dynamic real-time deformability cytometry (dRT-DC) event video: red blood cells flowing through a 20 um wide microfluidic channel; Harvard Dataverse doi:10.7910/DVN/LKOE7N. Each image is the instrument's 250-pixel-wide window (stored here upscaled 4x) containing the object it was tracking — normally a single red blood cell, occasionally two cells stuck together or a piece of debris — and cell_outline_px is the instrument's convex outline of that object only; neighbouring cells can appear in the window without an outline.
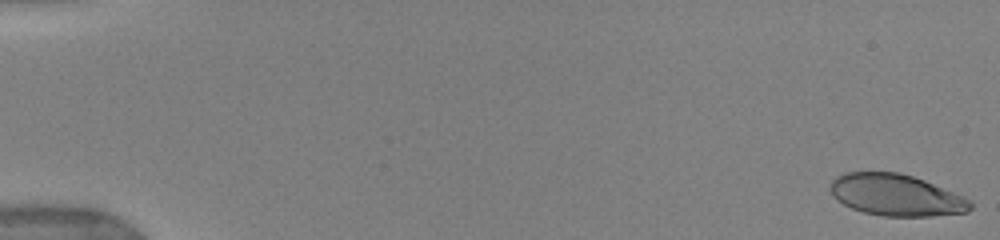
{"species": "human", "species_latin": "Homo sapiens", "temperature_condition": "warm", "stored_images_in_passage": 52, "camera_frame_rate_fps": 3000, "um_per_image_px": 0.085, "donor": {"sex": "female"}, "frame": {"image": 1, "passage_image": 1, "time_ms": 0.0, "image_size_px": [1000, 240], "cell_outline_px": [[972, 208], [968, 212], [932, 216], [884, 216], [864, 212], [852, 208], [844, 204], [832, 192], [832, 180], [836, 176], [844, 172], [900, 172], [924, 180], [964, 196], [972, 200]], "centroid_in_image_um": [76.23, 16.58], "position_along_channel_um": 8.8, "area_um2": 33.76}}
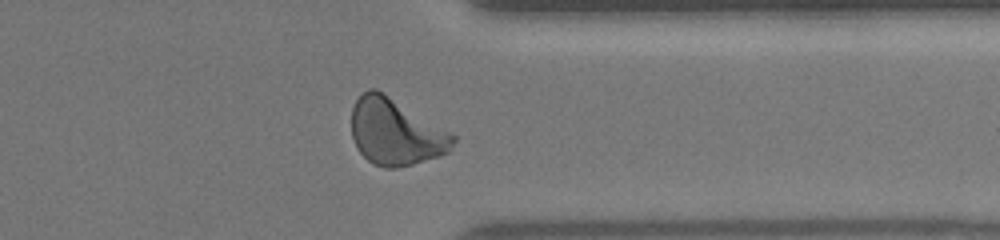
{"frame": {"image": 2, "passage_image": 42, "time_ms": 13.667, "image_size_px": [1000, 240], "cell_outline_px": [[456, 140], [448, 152], [440, 156], [412, 164], [396, 168], [384, 168], [372, 164], [356, 148], [352, 136], [352, 108], [356, 100], [368, 88], [376, 88], [456, 136]], "centroid_in_image_um": [33.6, 11.24], "position_along_channel_um": 377.8, "area_um2": 39.02}}
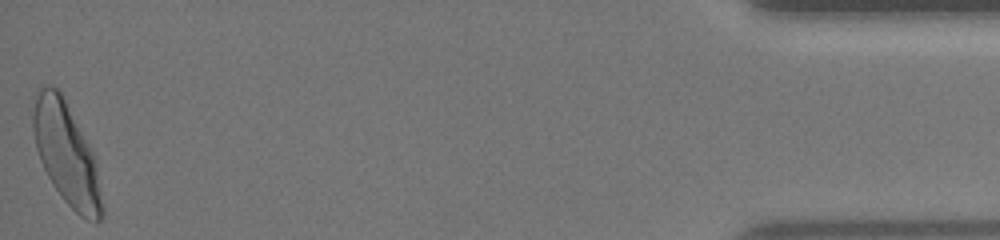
{"frame": {"image": 3, "passage_image": 52, "time_ms": 17.0, "image_size_px": [1000, 240], "cell_outline_px": [[104, 212], [100, 220], [96, 224], [80, 216], [64, 200], [48, 176], [40, 160], [36, 148], [32, 128], [32, 116], [36, 96], [40, 88], [56, 88], [60, 92], [92, 156], [96, 172], [104, 208]], "centroid_in_image_um": [5.61, 13.17], "position_along_channel_um": 429.6, "area_um2": 39.13}, "authors_computed_cell_mechanics": {"area_um2": 37.2521, "velocity_mm_per_s": 3.9413, "shape_relaxation_time_tau1_ms": 3.6871, "shape_relaxation_time_tau2_ms": null, "deformation_change_tau1": 0.1799, "deformation_change_tau2": null}}